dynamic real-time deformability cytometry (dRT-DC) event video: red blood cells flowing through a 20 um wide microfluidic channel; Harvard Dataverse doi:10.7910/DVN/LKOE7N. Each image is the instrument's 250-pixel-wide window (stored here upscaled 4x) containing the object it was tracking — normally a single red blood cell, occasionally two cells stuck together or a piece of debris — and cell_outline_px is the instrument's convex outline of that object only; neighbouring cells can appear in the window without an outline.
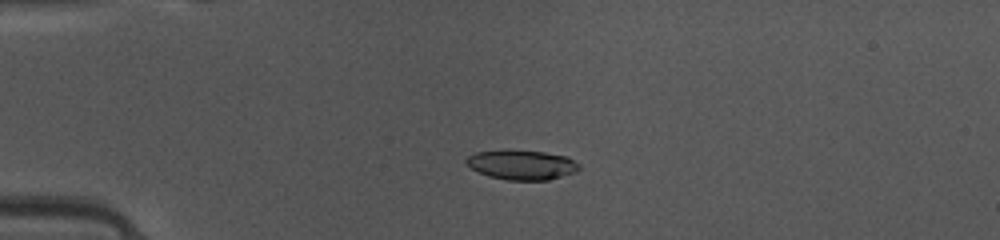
{"species": "common noctule bat (a hibernating species)", "species_latin": "Nyctalus noctula", "temperature_condition": "warm", "stored_images_in_passage": 49, "camera_frame_rate_fps": 3000, "um_per_image_px": 0.085, "animal": {"sex": "female", "body_mass_g": 10.0, "forearm_length_mm": 53.1}, "frame": {"image": 1, "passage_image": 12, "time_ms": 3.667, "image_size_px": [1000, 240], "cell_outline_px": [[580, 168], [576, 172], [548, 180], [508, 180], [488, 176], [472, 168], [464, 160], [468, 156], [476, 152], [504, 148], [508, 148], [544, 152], [568, 156], [580, 164]], "centroid_in_image_um": [44.36, 13.98], "position_along_channel_um": 40.6, "area_um2": 19.94}}
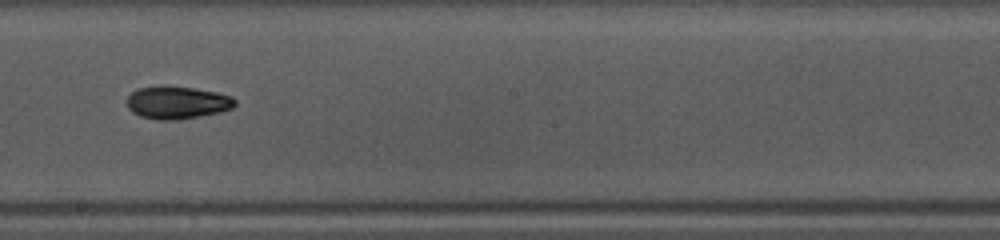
{"frame": {"image": 2, "passage_image": 28, "time_ms": 9.0, "image_size_px": [1000, 240], "cell_outline_px": [[236, 104], [232, 108], [220, 112], [180, 120], [156, 120], [140, 116], [132, 112], [128, 108], [128, 96], [136, 88], [160, 84], [192, 88], [216, 92], [232, 96], [236, 100]], "centroid_in_image_um": [15.04, 8.7], "position_along_channel_um": 233.2, "area_um2": 20.92}}
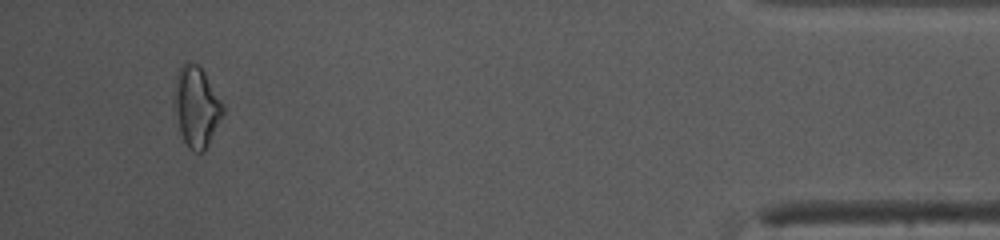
{"frame": {"image": 3, "passage_image": 46, "time_ms": 15.0, "image_size_px": [1000, 240], "cell_outline_px": [[224, 112], [204, 152], [192, 152], [188, 148], [180, 132], [172, 104], [176, 76], [180, 64], [196, 64], [204, 72], [224, 104]], "centroid_in_image_um": [16.67, 9.09], "position_along_channel_um": 418.5, "area_um2": 22.83}, "authors_computed_cell_mechanics": {"area_um2": 19.9988, "velocity_mm_per_s": 4.1156, "shape_relaxation_time_tau1_ms": 4.8235, "shape_relaxation_time_tau2_ms": 6.555, "deformation_change_tau1": 0.1722, "deformation_change_tau2": 0.1241}}